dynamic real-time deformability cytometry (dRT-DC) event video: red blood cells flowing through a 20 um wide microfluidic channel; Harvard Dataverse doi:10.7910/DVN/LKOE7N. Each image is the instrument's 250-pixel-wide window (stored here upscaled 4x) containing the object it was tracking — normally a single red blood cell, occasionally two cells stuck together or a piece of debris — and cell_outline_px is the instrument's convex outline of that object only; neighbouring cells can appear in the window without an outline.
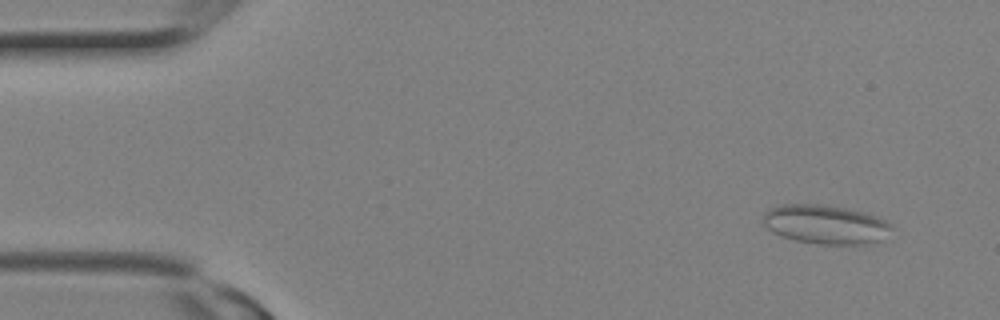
{"species": "Egyptian fruit bat (a non-hibernating species)", "species_latin": "Rousettus aegyptiacus", "temperature_condition": "room temperature", "stored_images_in_passage": 2, "camera_frame_rate_fps": 3000, "um_per_image_px": 0.085, "animal": {"sex": "female"}, "frame": {"image": 1, "passage_image": 1, "time_ms": 0.0, "image_size_px": [1000, 320], "cell_outline_px": [[892, 228], [876, 240], [860, 244], [820, 244], [796, 240], [780, 236], [768, 228], [764, 224], [764, 212], [780, 204], [820, 204], [848, 208], [876, 216], [892, 224]], "centroid_in_image_um": [70.11, 19.05], "position_along_channel_um": 14.9, "area_um2": 28.67}}